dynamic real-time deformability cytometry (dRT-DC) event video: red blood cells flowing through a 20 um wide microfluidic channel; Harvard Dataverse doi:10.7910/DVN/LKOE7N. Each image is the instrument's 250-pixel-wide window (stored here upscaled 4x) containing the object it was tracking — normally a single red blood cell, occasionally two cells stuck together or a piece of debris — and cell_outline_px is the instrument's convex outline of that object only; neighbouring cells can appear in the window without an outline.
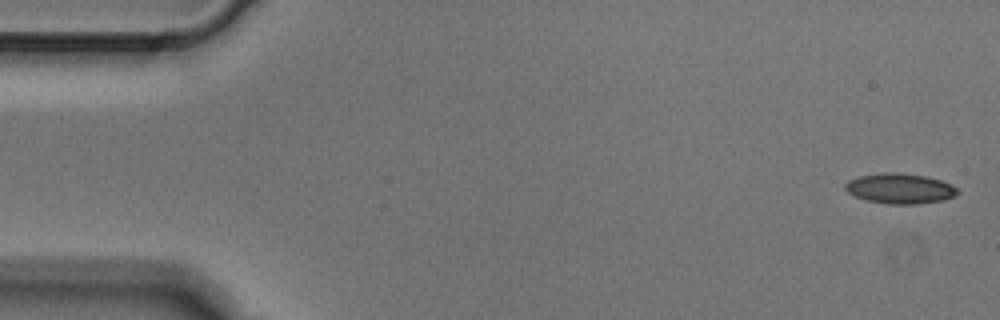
{"species": "Egyptian fruit bat (a non-hibernating species)", "species_latin": "Rousettus aegyptiacus", "temperature_condition": "cold", "stored_images_in_passage": 4, "camera_frame_rate_fps": 3000, "um_per_image_px": 0.085, "animal": {"sex": "male"}, "frame": {"image": 1, "passage_image": 1, "time_ms": 0.0, "image_size_px": [1000, 320], "cell_outline_px": [[960, 192], [956, 196], [944, 200], [916, 204], [888, 204], [864, 200], [848, 192], [844, 188], [844, 184], [848, 180], [860, 176], [884, 172], [892, 172], [924, 176], [940, 180], [956, 188]], "centroid_in_image_um": [76.47, 16.03], "position_along_channel_um": 8.5, "area_um2": 19.71}}
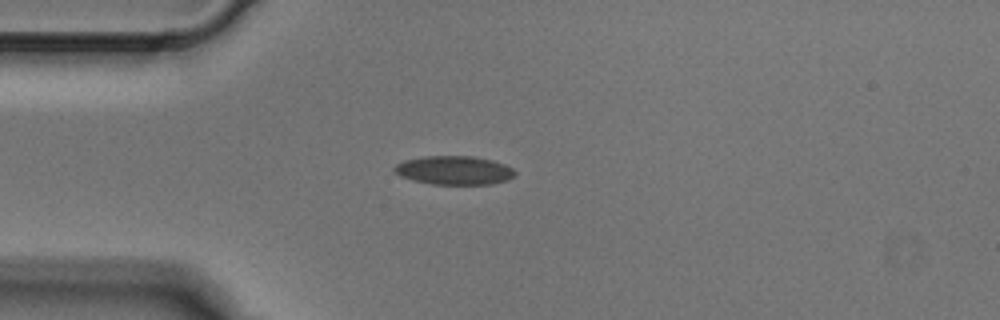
{"frame": {"image": 2, "passage_image": 4, "time_ms": 1.0, "image_size_px": [1000, 320], "cell_outline_px": [[516, 172], [508, 180], [492, 184], [432, 184], [412, 180], [400, 176], [392, 168], [396, 164], [404, 160], [424, 156], [472, 156], [492, 160], [504, 164], [512, 168]], "centroid_in_image_um": [38.58, 14.47], "position_along_channel_um": 46.4, "area_um2": 20.17}}